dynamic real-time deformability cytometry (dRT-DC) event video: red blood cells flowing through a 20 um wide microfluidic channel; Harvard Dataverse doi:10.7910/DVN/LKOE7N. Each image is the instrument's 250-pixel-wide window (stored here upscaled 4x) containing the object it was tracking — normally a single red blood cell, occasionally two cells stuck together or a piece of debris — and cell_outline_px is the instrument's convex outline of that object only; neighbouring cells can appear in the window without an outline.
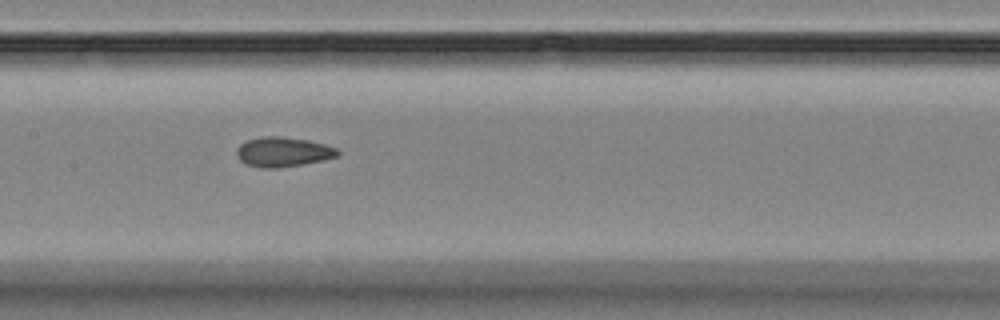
{"species": "Egyptian fruit bat (a non-hibernating species)", "species_latin": "Rousettus aegyptiacus", "temperature_condition": "room temperature", "stored_images_in_passage": 9, "camera_frame_rate_fps": 3000, "um_per_image_px": 0.085, "animal": {"sex": "female"}, "frame": {"image": 1, "passage_image": 8, "time_ms": 8.0, "image_size_px": [1000, 320], "cell_outline_px": [[340, 156], [324, 160], [276, 168], [260, 168], [244, 164], [236, 156], [236, 148], [240, 144], [248, 140], [260, 136], [280, 136], [308, 140], [324, 144], [336, 148], [340, 152]], "centroid_in_image_um": [24.03, 12.91], "position_along_channel_um": 183.4, "area_um2": 17.63}}
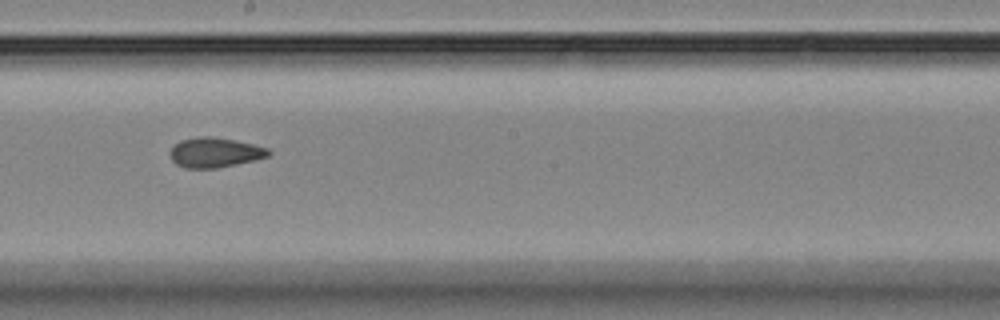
{"frame": {"image": 2, "passage_image": 9, "time_ms": 9.333, "image_size_px": [1000, 320], "cell_outline_px": [[272, 152], [268, 156], [256, 160], [216, 168], [184, 168], [176, 164], [172, 160], [168, 152], [180, 140], [200, 136], [208, 136], [232, 140], [252, 144], [268, 148]], "centroid_in_image_um": [18.25, 12.97], "position_along_channel_um": 230.0, "area_um2": 17.05}}